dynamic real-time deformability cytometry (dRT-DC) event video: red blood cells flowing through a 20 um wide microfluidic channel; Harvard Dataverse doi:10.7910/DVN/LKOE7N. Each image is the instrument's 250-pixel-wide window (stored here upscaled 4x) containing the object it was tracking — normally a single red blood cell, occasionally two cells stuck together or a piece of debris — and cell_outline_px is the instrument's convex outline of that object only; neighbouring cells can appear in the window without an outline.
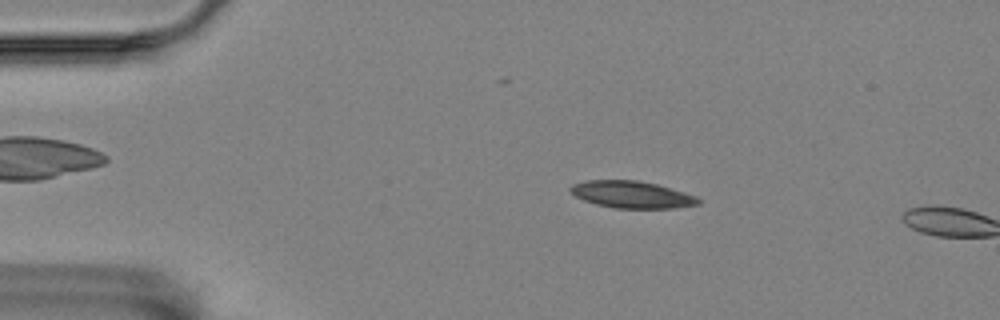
{"species": "Egyptian fruit bat (a non-hibernating species)", "species_latin": "Rousettus aegyptiacus", "temperature_condition": "room temperature", "stored_images_in_passage": 5, "camera_frame_rate_fps": 3000, "um_per_image_px": 0.085, "animal": {"sex": "female"}, "frame": {"image": 1, "passage_image": 3, "time_ms": 0.667, "image_size_px": [1000, 320], "cell_outline_px": [[700, 204], [676, 208], [616, 208], [596, 204], [584, 200], [568, 192], [568, 188], [572, 184], [588, 180], [640, 180], [656, 184], [684, 192], [696, 196], [700, 200]], "centroid_in_image_um": [53.68, 16.53], "position_along_channel_um": 31.3, "area_um2": 20.17}}